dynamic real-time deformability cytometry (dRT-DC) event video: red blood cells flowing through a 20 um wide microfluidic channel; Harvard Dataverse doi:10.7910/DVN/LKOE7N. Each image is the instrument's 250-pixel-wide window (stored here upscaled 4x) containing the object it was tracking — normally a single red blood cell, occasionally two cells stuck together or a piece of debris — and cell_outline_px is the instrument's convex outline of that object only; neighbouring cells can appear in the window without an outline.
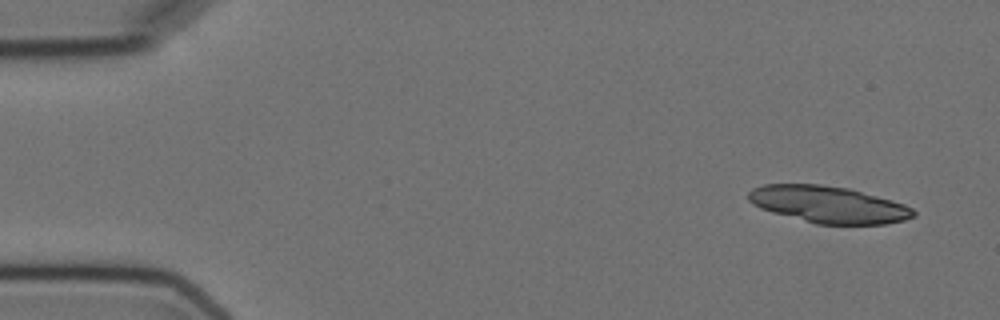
{"species": "Egyptian fruit bat (a non-hibernating species)", "species_latin": "Rousettus aegyptiacus", "temperature_condition": "cold", "stored_images_in_passage": 14, "camera_frame_rate_fps": 3000, "um_per_image_px": 0.085, "animal": {"sex": "female"}, "frame": {"image": 1, "passage_image": 1, "time_ms": 0.0, "image_size_px": [1000, 320], "cell_outline_px": [[916, 216], [904, 220], [884, 224], [816, 224], [772, 212], [760, 208], [752, 204], [748, 200], [748, 192], [752, 188], [764, 184], [820, 184], [848, 188], [892, 200], [904, 204], [912, 208], [916, 212]], "centroid_in_image_um": [70.4, 17.38], "position_along_channel_um": 14.6, "area_um2": 35.43}}
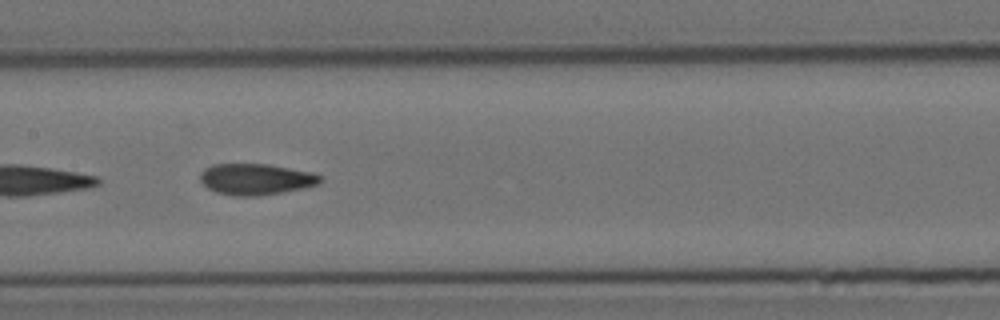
{"frame": {"image": 2, "passage_image": 7, "time_ms": 8.0, "image_size_px": [1000, 320], "cell_outline_px": [[324, 180], [320, 184], [304, 188], [260, 196], [232, 196], [216, 192], [208, 188], [200, 180], [200, 172], [204, 168], [212, 164], [268, 164], [312, 172], [324, 176]], "centroid_in_image_um": [21.78, 15.23], "position_along_channel_um": 185.6, "area_um2": 22.14}}
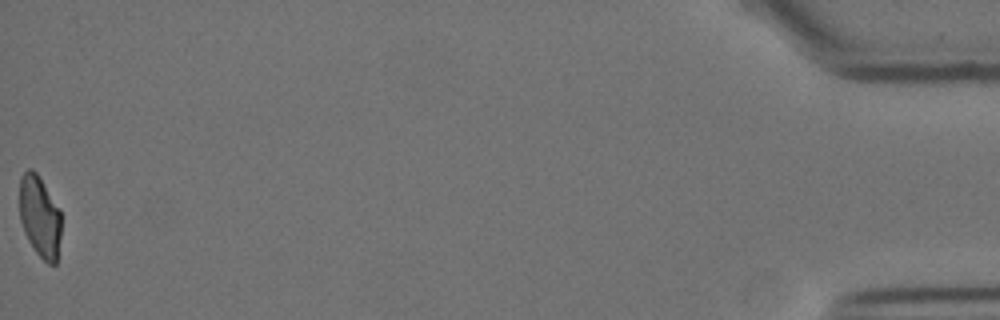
{"frame": {"image": 3, "passage_image": 14, "time_ms": 17.667, "image_size_px": [1000, 320], "cell_outline_px": [[60, 236], [56, 264], [48, 264], [36, 252], [28, 240], [24, 232], [20, 220], [20, 176], [28, 168], [32, 168], [36, 172], [60, 208]], "centroid_in_image_um": [3.37, 18.39], "position_along_channel_um": 431.8, "area_um2": 19.77}, "authors_computed_cell_mechanics": {"area_um2": 22.1085, "velocity_mm_per_s": 3.581, "shape_relaxation_time_tau1_ms": 4.3962, "shape_relaxation_time_tau2_ms": 1.8736, "deformation_change_tau1": 0.1209, "deformation_change_tau2": 0.0541}}